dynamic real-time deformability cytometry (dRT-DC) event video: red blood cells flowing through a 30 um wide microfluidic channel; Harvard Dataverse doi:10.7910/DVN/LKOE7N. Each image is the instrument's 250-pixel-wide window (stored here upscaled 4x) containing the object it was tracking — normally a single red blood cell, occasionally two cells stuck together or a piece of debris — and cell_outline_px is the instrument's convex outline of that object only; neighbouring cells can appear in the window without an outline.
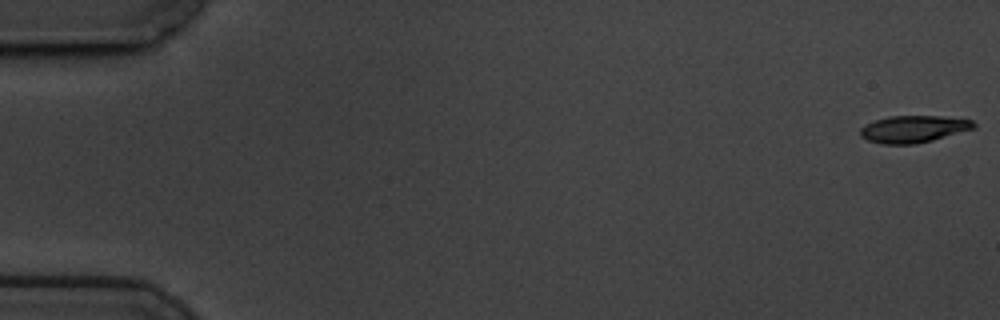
{"species": "common noctule bat (a hibernating species)", "species_latin": "Nyctalus noctula", "temperature_condition": "cold", "stored_images_in_passage": 59, "camera_frame_rate_fps": 3000, "um_per_image_px": 0.085, "animal": {"sex": "male", "body_mass_g": 19.5, "forearm_length_mm": 54.6}, "frame": {"image": 1, "passage_image": 1, "time_ms": 0.0, "image_size_px": [1000, 320], "cell_outline_px": [[976, 128], [932, 140], [916, 144], [880, 144], [868, 140], [860, 136], [860, 128], [864, 124], [888, 116], [940, 116], [972, 120], [976, 124]], "centroid_in_image_um": [77.63, 10.97], "position_along_channel_um": 7.4, "area_um2": 17.92}}
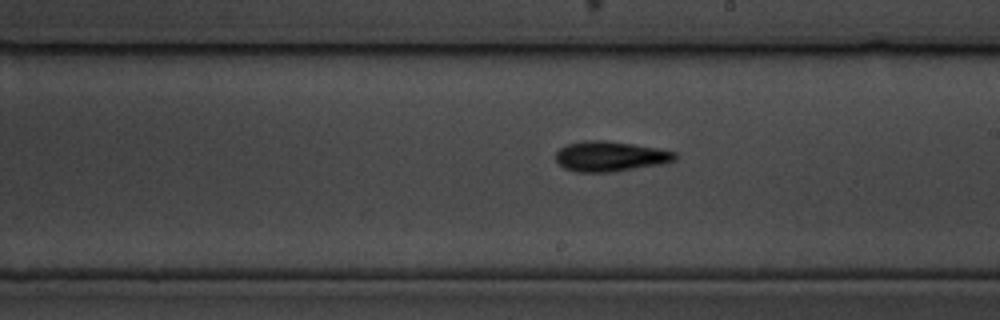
{"frame": {"image": 2, "passage_image": 34, "time_ms": 11.0, "image_size_px": [1000, 320], "cell_outline_px": [[676, 160], [664, 164], [608, 172], [576, 172], [564, 168], [556, 160], [556, 152], [560, 148], [568, 144], [592, 140], [608, 140], [660, 148], [676, 152]], "centroid_in_image_um": [51.91, 13.29], "position_along_channel_um": 237.1, "area_um2": 20.98}}
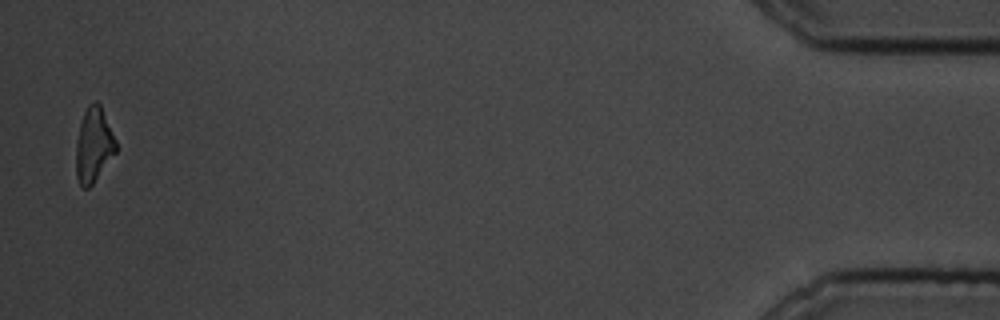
{"frame": {"image": 3, "passage_image": 58, "time_ms": 19.0, "image_size_px": [1000, 320], "cell_outline_px": [[116, 152], [92, 184], [88, 188], [84, 188], [80, 184], [76, 176], [76, 140], [80, 120], [88, 104], [96, 100], [100, 104], [116, 140]], "centroid_in_image_um": [7.94, 12.29], "position_along_channel_um": 427.3, "area_um2": 17.34}, "authors_computed_cell_mechanics": {"area_um2": 19.074, "velocity_mm_per_s": 3.4437, "shape_relaxation_time_tau1_ms": 3.5482, "shape_relaxation_time_tau2_ms": null, "deformation_change_tau1": 0.1489, "deformation_change_tau2": null}}